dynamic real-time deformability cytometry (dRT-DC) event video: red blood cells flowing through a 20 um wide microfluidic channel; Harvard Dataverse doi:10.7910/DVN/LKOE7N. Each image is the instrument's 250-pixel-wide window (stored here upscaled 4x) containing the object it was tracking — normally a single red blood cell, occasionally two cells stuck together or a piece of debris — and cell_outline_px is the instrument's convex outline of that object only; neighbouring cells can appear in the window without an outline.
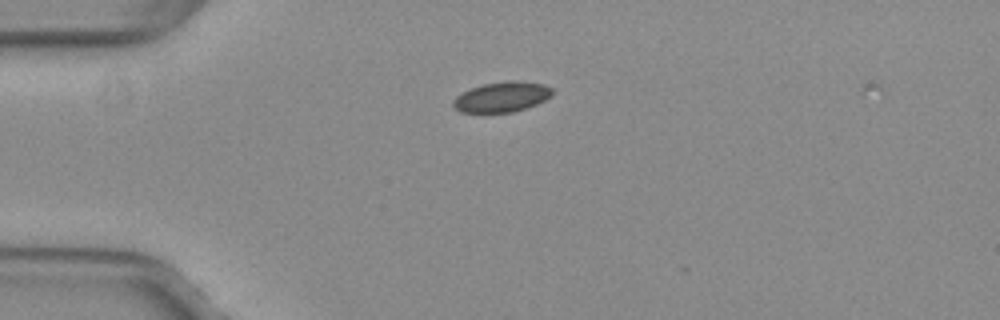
{"species": "common noctule bat (a hibernating species)", "species_latin": "Nyctalus noctula", "temperature_condition": "warm", "stored_images_in_passage": 7, "camera_frame_rate_fps": 3000, "um_per_image_px": 0.085, "animal": {"sex": "female", "body_mass_g": 29.2, "forearm_length_mm": 56.3}, "frame": {"image": 1, "passage_image": 1, "time_ms": 0.0, "image_size_px": [1000, 320], "cell_outline_px": [[552, 96], [536, 104], [512, 112], [460, 112], [452, 104], [452, 100], [456, 96], [472, 88], [484, 84], [508, 80], [520, 80], [544, 84], [552, 88]], "centroid_in_image_um": [42.67, 8.22], "position_along_channel_um": 42.3, "area_um2": 17.34}}
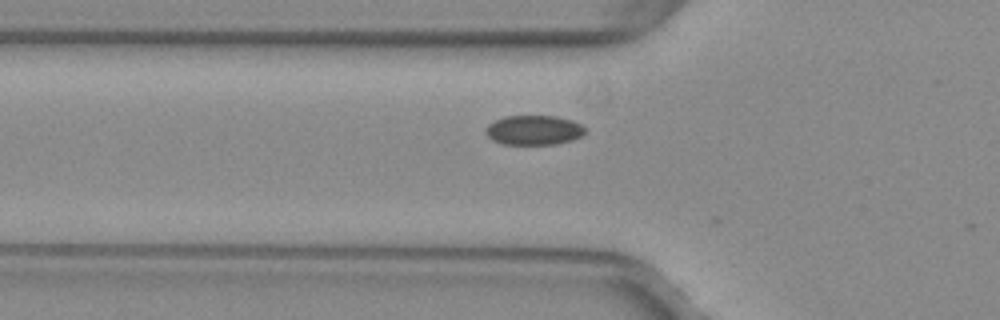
{"frame": {"image": 2, "passage_image": 6, "time_ms": 1.667, "image_size_px": [1000, 320], "cell_outline_px": [[588, 132], [572, 140], [556, 144], [504, 144], [492, 140], [484, 132], [484, 128], [488, 124], [504, 116], [556, 116], [572, 120], [580, 124]], "centroid_in_image_um": [45.36, 11.06], "position_along_channel_um": 80.4, "area_um2": 17.22}}